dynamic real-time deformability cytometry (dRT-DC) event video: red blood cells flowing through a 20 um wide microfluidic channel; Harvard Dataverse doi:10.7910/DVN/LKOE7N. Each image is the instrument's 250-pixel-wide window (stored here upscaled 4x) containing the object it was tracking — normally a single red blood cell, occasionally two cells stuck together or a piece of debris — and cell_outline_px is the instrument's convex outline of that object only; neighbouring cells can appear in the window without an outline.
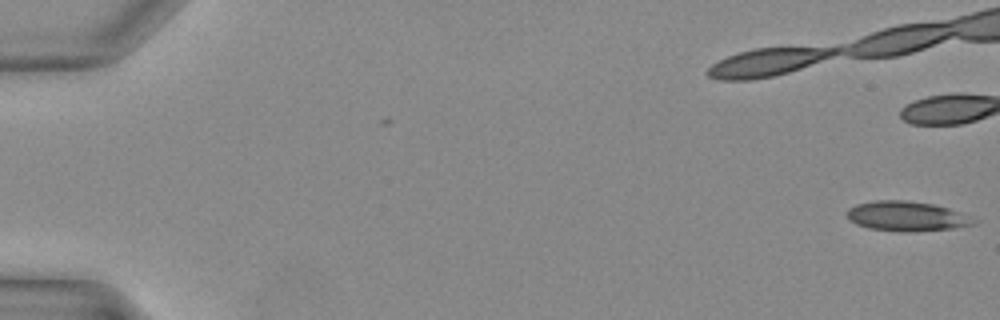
{"species": "Egyptian fruit bat (a non-hibernating species)", "species_latin": "Rousettus aegyptiacus", "temperature_condition": "warm", "stored_images_in_passage": 12, "camera_frame_rate_fps": 3000, "um_per_image_px": 0.085, "animal": {"sex": "female"}, "frame": {"image": 1, "passage_image": 1, "time_ms": 0.0, "image_size_px": [1000, 320], "cell_outline_px": [[980, 220], [976, 224], [952, 228], [916, 232], [900, 232], [868, 228], [856, 224], [848, 216], [848, 208], [856, 204], [876, 200], [908, 200], [932, 204], [948, 208], [960, 212]], "centroid_in_image_um": [77.11, 18.38], "position_along_channel_um": 7.9, "area_um2": 22.14}}